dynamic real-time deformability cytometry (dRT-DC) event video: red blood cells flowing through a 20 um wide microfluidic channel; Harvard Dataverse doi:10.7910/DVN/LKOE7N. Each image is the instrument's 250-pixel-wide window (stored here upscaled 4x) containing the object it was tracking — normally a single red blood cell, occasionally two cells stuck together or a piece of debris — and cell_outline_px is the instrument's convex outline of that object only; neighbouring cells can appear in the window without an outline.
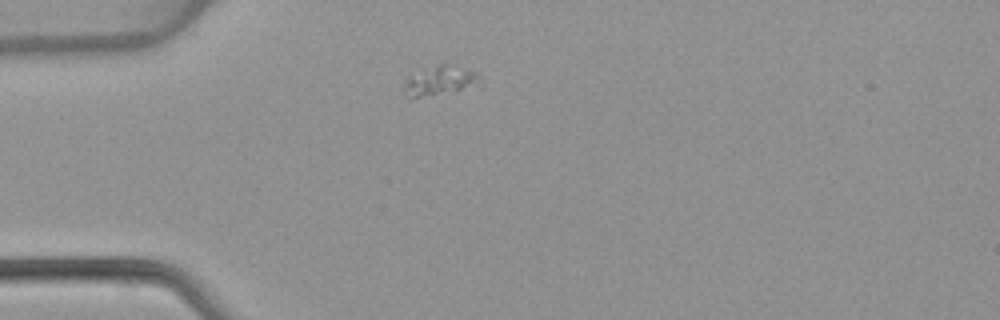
{"species": "common noctule bat (a hibernating species)", "species_latin": "Nyctalus noctula", "temperature_condition": "warm", "stored_images_in_passage": 40, "camera_frame_rate_fps": 3000, "um_per_image_px": 0.085, "animal": {"sex": "female", "body_mass_g": 22.7, "forearm_length_mm": 54.2}, "frame": {"image": 1, "passage_image": 1, "time_ms": 0.0, "image_size_px": [1000, 320], "cell_outline_px": [[480, 76], [460, 88], [420, 96], [408, 96], [408, 80], [436, 64], [448, 60], [480, 72]], "centroid_in_image_um": [37.5, 6.7], "position_along_channel_um": 47.5, "area_um2": 11.56}}
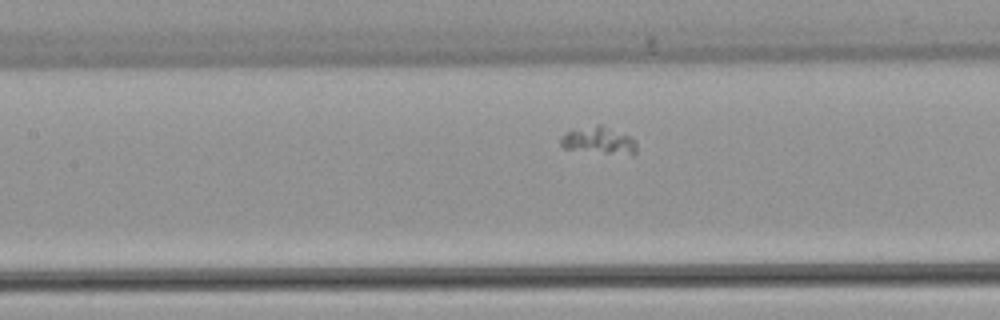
{"frame": {"image": 2, "passage_image": 11, "time_ms": 3.333, "image_size_px": [1000, 320], "cell_outline_px": [[636, 152], [632, 156], [564, 148], [560, 144], [560, 140], [572, 128], [596, 124], [600, 124], [628, 136], [636, 144]], "centroid_in_image_um": [50.89, 11.94], "position_along_channel_um": 156.5, "area_um2": 11.91}}
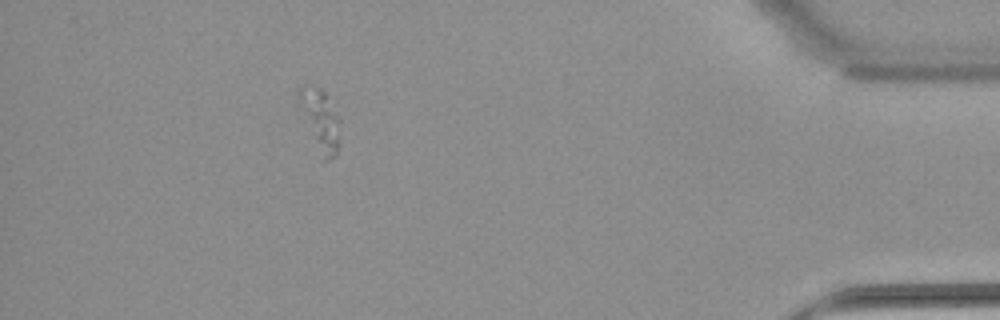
{"frame": {"image": 3, "passage_image": 35, "time_ms": 11.333, "image_size_px": [1000, 320], "cell_outline_px": [[340, 120], [336, 156], [328, 160], [324, 160], [296, 96], [296, 88], [300, 84], [308, 84], [320, 88], [328, 96], [340, 116]], "centroid_in_image_um": [27.23, 10.05], "position_along_channel_um": 408.0, "area_um2": 14.33}}